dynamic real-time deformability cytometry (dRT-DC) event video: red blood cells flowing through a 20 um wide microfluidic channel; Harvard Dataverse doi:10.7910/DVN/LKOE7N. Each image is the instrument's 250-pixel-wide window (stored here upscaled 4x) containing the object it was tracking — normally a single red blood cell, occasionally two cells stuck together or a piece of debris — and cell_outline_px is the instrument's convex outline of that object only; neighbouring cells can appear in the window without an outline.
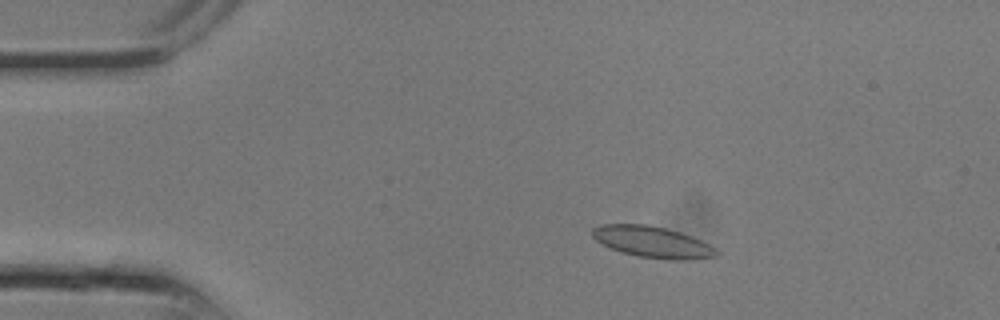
{"species": "common noctule bat (a hibernating species)", "species_latin": "Nyctalus noctula", "temperature_condition": "room temperature", "stored_images_in_passage": 7, "camera_frame_rate_fps": 3000, "um_per_image_px": 0.085, "animal": {"sex": "male", "body_mass_g": 13.3}, "frame": {"image": 1, "passage_image": 4, "time_ms": 1.0, "image_size_px": [1000, 320], "cell_outline_px": [[720, 252], [716, 256], [688, 260], [668, 260], [636, 256], [620, 252], [608, 248], [596, 240], [592, 236], [592, 228], [600, 224], [648, 224], [680, 232], [700, 240], [716, 248]], "centroid_in_image_um": [55.43, 20.58], "position_along_channel_um": 29.6, "area_um2": 22.83}}